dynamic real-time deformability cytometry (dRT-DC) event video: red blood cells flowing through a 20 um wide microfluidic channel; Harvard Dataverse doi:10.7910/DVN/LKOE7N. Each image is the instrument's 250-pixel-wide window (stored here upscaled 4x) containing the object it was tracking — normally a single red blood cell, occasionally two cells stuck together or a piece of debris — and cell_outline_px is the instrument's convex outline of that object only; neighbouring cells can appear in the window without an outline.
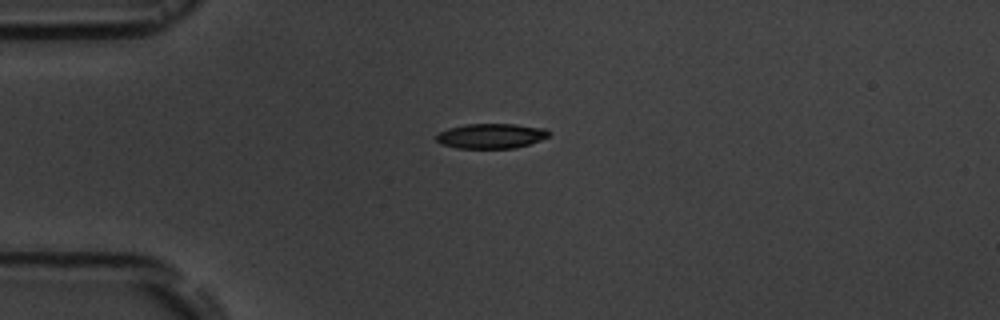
{"species": "common noctule bat (a hibernating species)", "species_latin": "Nyctalus noctula", "temperature_condition": "room temperature", "stored_images_in_passage": 14, "camera_frame_rate_fps": 3000, "um_per_image_px": 0.085, "animal": {"sex": "male", "body_mass_g": 19.5, "forearm_length_mm": 54.6}, "frame": {"image": 1, "passage_image": 3, "time_ms": 3.0, "image_size_px": [1000, 320], "cell_outline_px": [[552, 132], [548, 136], [540, 140], [516, 148], [456, 148], [440, 144], [436, 140], [436, 136], [440, 132], [448, 128], [468, 124], [516, 124], [544, 128]], "centroid_in_image_um": [41.74, 11.56], "position_along_channel_um": 43.3, "area_um2": 16.36}}
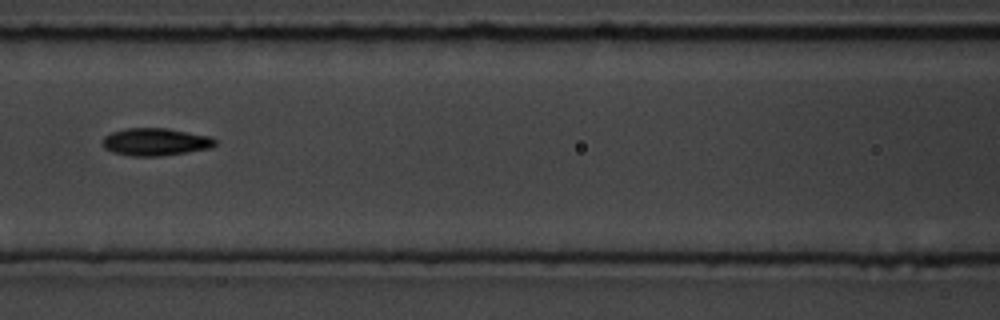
{"frame": {"image": 2, "passage_image": 6, "time_ms": 6.667, "image_size_px": [1000, 320], "cell_outline_px": [[216, 144], [208, 148], [160, 156], [132, 156], [112, 152], [104, 148], [104, 136], [112, 132], [124, 128], [168, 128], [208, 136], [216, 140]], "centroid_in_image_um": [13.18, 12.05], "position_along_channel_um": 153.4, "area_um2": 17.8}}
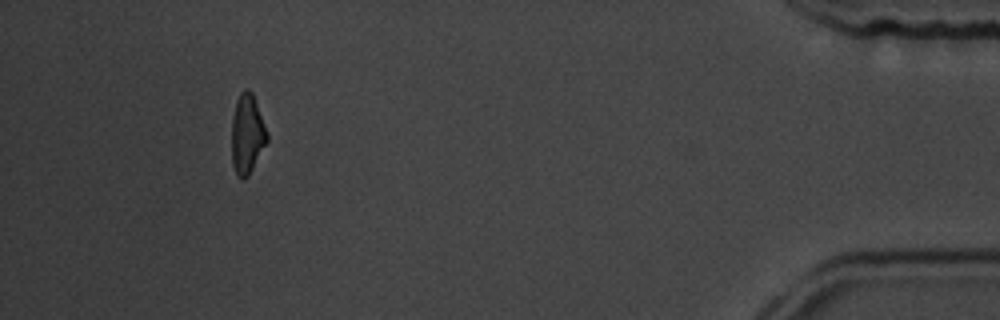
{"frame": {"image": 3, "passage_image": 13, "time_ms": 15.667, "image_size_px": [1000, 320], "cell_outline_px": [[268, 140], [248, 176], [244, 180], [236, 172], [232, 164], [232, 116], [236, 100], [240, 92], [244, 88], [248, 88], [252, 92], [268, 136]], "centroid_in_image_um": [20.99, 11.37], "position_along_channel_um": 414.2, "area_um2": 16.18}, "authors_computed_cell_mechanics": {"area_um2": 17.1666, "velocity_mm_per_s": 3.6269, "shape_relaxation_time_tau1_ms": 6.2131, "shape_relaxation_time_tau2_ms": 1.5128, "deformation_change_tau1": 0.1427, "deformation_change_tau2": 0.0667}}